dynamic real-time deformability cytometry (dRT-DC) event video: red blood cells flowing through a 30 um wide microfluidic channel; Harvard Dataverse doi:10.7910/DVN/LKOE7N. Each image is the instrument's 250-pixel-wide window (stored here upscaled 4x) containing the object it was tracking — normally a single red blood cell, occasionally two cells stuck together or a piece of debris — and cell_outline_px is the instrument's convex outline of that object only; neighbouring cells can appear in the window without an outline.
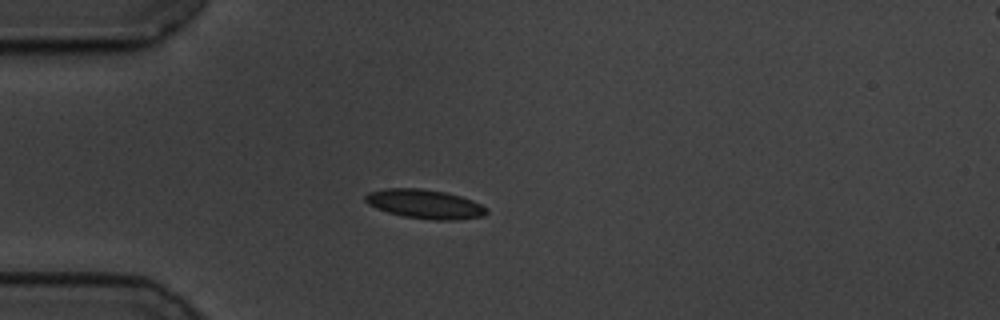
{"species": "common noctule bat (a hibernating species)", "species_latin": "Nyctalus noctula", "temperature_condition": "cold", "stored_images_in_passage": 43, "camera_frame_rate_fps": 3000, "um_per_image_px": 0.085, "animal": {"sex": "male", "body_mass_g": 19.5, "forearm_length_mm": 54.6}, "frame": {"image": 1, "passage_image": 1, "time_ms": 0.0, "image_size_px": [1000, 320], "cell_outline_px": [[488, 212], [484, 216], [460, 220], [432, 220], [404, 216], [388, 212], [376, 208], [368, 204], [364, 200], [364, 196], [368, 192], [384, 188], [420, 188], [444, 192], [460, 196], [472, 200], [488, 208]], "centroid_in_image_um": [36.11, 17.34], "position_along_channel_um": 48.9, "area_um2": 20.69}}
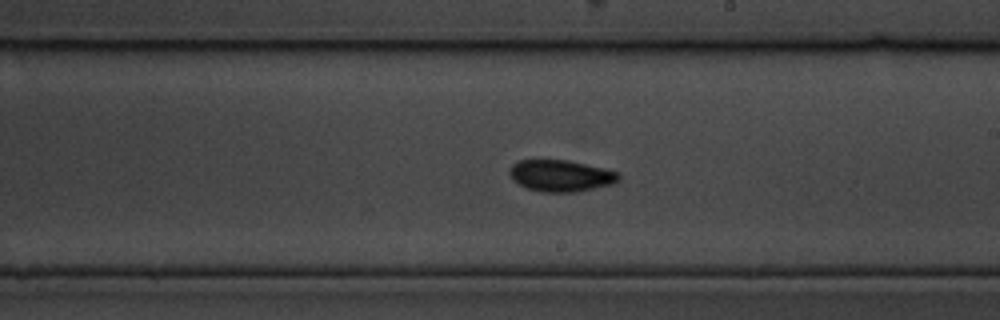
{"frame": {"image": 2, "passage_image": 19, "time_ms": 6.0, "image_size_px": [1000, 320], "cell_outline_px": [[620, 180], [612, 184], [576, 192], [540, 192], [524, 188], [512, 180], [508, 172], [508, 168], [512, 164], [520, 160], [568, 160], [604, 168], [620, 172]], "centroid_in_image_um": [47.64, 14.94], "position_along_channel_um": 241.4, "area_um2": 20.4}}
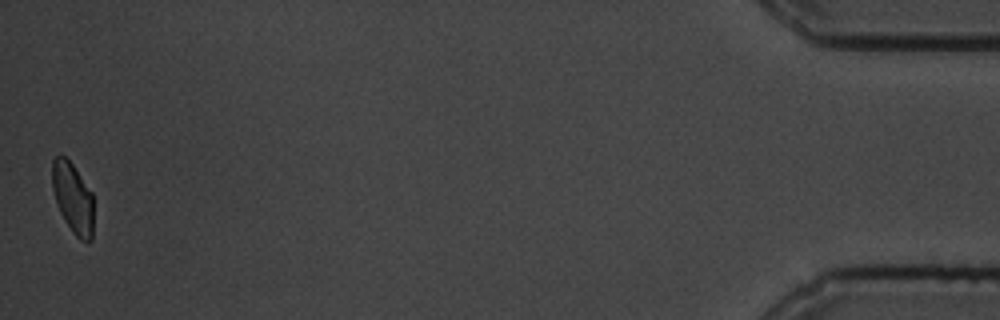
{"frame": {"image": 3, "passage_image": 43, "time_ms": 14.0, "image_size_px": [1000, 320], "cell_outline_px": [[92, 240], [88, 244], [80, 240], [72, 232], [64, 220], [56, 204], [52, 188], [52, 160], [56, 156], [64, 156], [72, 164], [92, 192]], "centroid_in_image_um": [6.18, 16.86], "position_along_channel_um": 429.0, "area_um2": 17.05}, "authors_computed_cell_mechanics": {"area_um2": 19.1318, "velocity_mm_per_s": 3.4576, "shape_relaxation_time_tau1_ms": 6.8443, "shape_relaxation_time_tau2_ms": 2.5189, "deformation_change_tau1": 0.1325, "deformation_change_tau2": 0.0659}}